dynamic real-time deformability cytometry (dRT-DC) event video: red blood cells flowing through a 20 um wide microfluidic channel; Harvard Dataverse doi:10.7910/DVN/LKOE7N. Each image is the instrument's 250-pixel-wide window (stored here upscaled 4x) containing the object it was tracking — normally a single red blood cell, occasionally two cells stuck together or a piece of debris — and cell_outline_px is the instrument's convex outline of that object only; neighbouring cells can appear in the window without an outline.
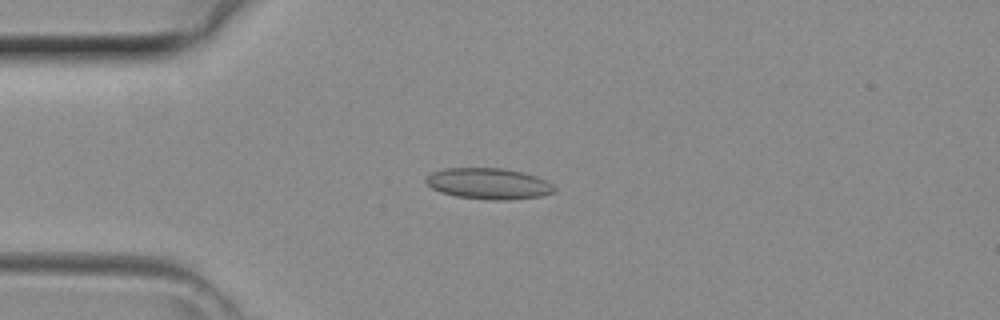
{"species": "common noctule bat (a hibernating species)", "species_latin": "Nyctalus noctula", "temperature_condition": "room temperature", "stored_images_in_passage": 25, "camera_frame_rate_fps": 3000, "um_per_image_px": 0.085, "animal": {"sex": "female", "body_mass_g": 29.2, "forearm_length_mm": 56.3}, "frame": {"image": 1, "passage_image": 10, "time_ms": 3.0, "image_size_px": [1000, 320], "cell_outline_px": [[556, 188], [552, 192], [540, 196], [508, 200], [492, 200], [456, 196], [440, 192], [432, 188], [424, 180], [432, 172], [444, 168], [504, 168], [536, 176], [552, 184]], "centroid_in_image_um": [41.5, 15.61], "position_along_channel_um": 43.5, "area_um2": 23.06}}
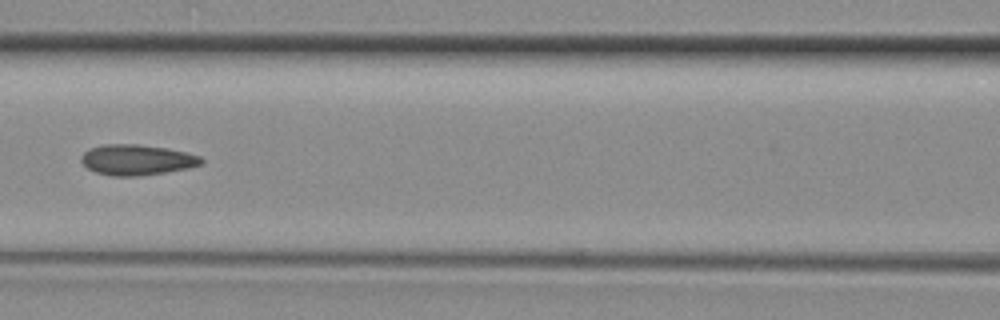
{"frame": {"image": 2, "passage_image": 18, "time_ms": 5.667, "image_size_px": [1000, 320], "cell_outline_px": [[204, 160], [200, 164], [188, 168], [140, 176], [112, 176], [96, 172], [88, 168], [80, 160], [80, 156], [88, 148], [104, 144], [136, 144], [164, 148], [184, 152], [200, 156]], "centroid_in_image_um": [11.58, 13.58], "position_along_channel_um": 155.0, "area_um2": 21.21}}
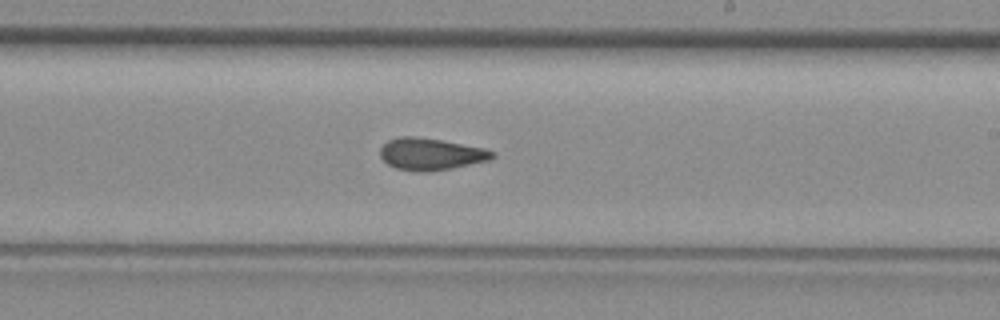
{"frame": {"image": 3, "passage_image": 24, "time_ms": 7.667, "image_size_px": [1000, 320], "cell_outline_px": [[496, 156], [488, 160], [452, 168], [428, 172], [420, 172], [396, 168], [388, 164], [380, 156], [380, 148], [388, 140], [400, 136], [416, 136], [440, 140], [484, 148], [496, 152]], "centroid_in_image_um": [36.61, 13.09], "position_along_channel_um": 252.4, "area_um2": 20.81}}